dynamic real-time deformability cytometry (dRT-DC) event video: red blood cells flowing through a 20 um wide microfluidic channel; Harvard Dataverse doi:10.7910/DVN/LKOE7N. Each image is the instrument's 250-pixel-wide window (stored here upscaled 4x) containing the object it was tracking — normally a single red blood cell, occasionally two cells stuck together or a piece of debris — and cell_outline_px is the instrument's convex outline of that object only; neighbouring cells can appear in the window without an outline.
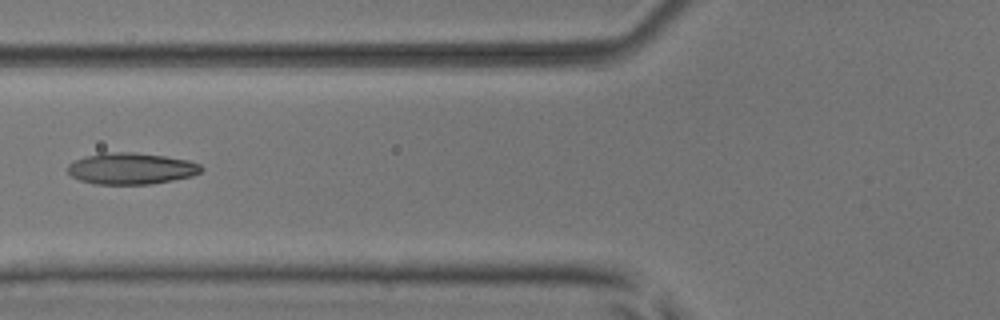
{"species": "common noctule bat (a hibernating species)", "species_latin": "Nyctalus noctula", "temperature_condition": "room temperature", "stored_images_in_passage": 5, "camera_frame_rate_fps": 3000, "um_per_image_px": 0.085, "animal": {"sex": "male", "body_mass_g": 17.9, "forearm_length_mm": 54.2}, "frame": {"image": 1, "passage_image": 5, "time_ms": 4.667, "image_size_px": [1000, 320], "cell_outline_px": [[204, 168], [200, 172], [192, 176], [152, 184], [92, 184], [80, 180], [72, 176], [68, 172], [68, 164], [84, 156], [104, 152], [132, 152], [164, 156], [188, 160], [200, 164]], "centroid_in_image_um": [11.14, 14.32], "position_along_channel_um": 114.7, "area_um2": 24.51}}